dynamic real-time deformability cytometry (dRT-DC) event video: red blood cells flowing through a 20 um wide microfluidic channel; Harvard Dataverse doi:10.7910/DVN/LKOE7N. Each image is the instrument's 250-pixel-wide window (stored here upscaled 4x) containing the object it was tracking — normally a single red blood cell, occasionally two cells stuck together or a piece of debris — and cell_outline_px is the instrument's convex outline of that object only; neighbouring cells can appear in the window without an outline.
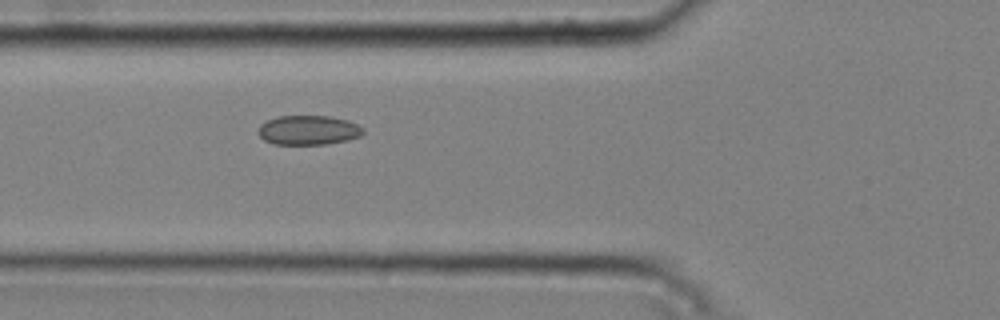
{"species": "common noctule bat (a hibernating species)", "species_latin": "Nyctalus noctula", "temperature_condition": "cold", "stored_images_in_passage": 3, "camera_frame_rate_fps": 3000, "um_per_image_px": 0.085, "animal": {"sex": "male", "body_mass_g": 20.4}, "frame": {"image": 1, "passage_image": 3, "time_ms": 0.667, "image_size_px": [1000, 320], "cell_outline_px": [[364, 132], [360, 136], [348, 140], [328, 144], [272, 144], [264, 140], [256, 132], [260, 124], [276, 116], [332, 116], [348, 120], [364, 128]], "centroid_in_image_um": [26.2, 11.06], "position_along_channel_um": 99.6, "area_um2": 18.21}}